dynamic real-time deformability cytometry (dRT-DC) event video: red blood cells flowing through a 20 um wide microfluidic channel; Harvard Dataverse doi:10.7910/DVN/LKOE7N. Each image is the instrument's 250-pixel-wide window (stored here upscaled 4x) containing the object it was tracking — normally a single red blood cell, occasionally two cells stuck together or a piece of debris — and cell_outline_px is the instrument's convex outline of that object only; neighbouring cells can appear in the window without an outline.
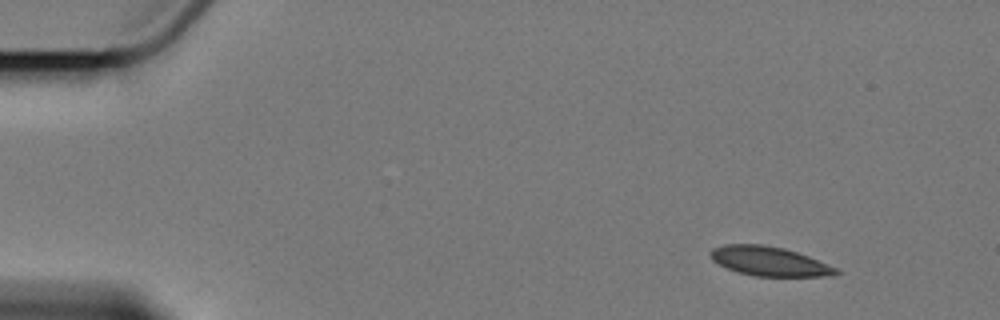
{"species": "Egyptian fruit bat (a non-hibernating species)", "species_latin": "Rousettus aegyptiacus", "temperature_condition": "cold", "stored_images_in_passage": 5, "camera_frame_rate_fps": 3000, "um_per_image_px": 0.085, "animal": {"sex": "female"}, "frame": {"image": 1, "passage_image": 1, "time_ms": 0.0, "image_size_px": [1000, 320], "cell_outline_px": [[844, 272], [824, 276], [756, 276], [740, 272], [728, 268], [712, 260], [708, 256], [712, 248], [724, 244], [764, 244], [784, 248], [808, 256], [840, 268]], "centroid_in_image_um": [65.42, 22.2], "position_along_channel_um": 19.6, "area_um2": 21.5}}
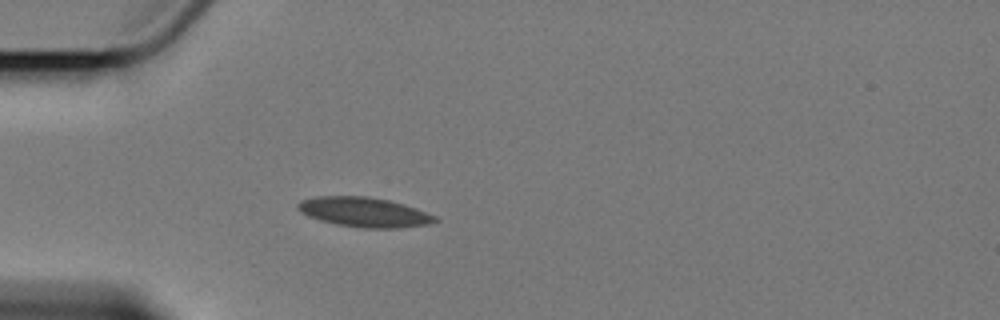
{"frame": {"image": 2, "passage_image": 4, "time_ms": 3.667, "image_size_px": [1000, 320], "cell_outline_px": [[440, 220], [428, 224], [400, 228], [360, 228], [336, 224], [320, 220], [308, 216], [300, 212], [296, 208], [296, 204], [300, 200], [316, 196], [368, 196], [388, 200], [404, 204], [416, 208], [436, 216]], "centroid_in_image_um": [30.93, 18.03], "position_along_channel_um": 54.1, "area_um2": 23.93}}